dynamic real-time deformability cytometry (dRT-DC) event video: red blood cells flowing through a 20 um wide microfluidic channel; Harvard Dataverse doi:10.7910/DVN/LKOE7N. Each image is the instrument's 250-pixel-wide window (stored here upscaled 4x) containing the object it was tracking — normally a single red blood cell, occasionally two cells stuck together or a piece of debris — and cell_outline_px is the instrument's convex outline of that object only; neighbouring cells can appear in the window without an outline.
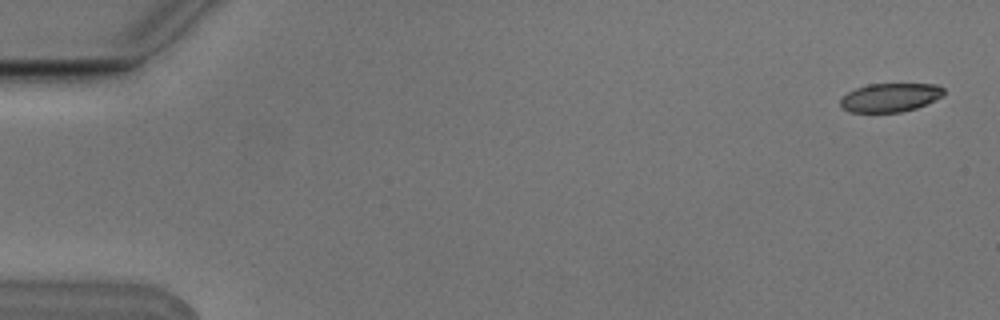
{"species": "Egyptian fruit bat (a non-hibernating species)", "species_latin": "Rousettus aegyptiacus", "temperature_condition": "cold", "stored_images_in_passage": 6, "camera_frame_rate_fps": 3000, "um_per_image_px": 0.085, "animal": {"sex": "male"}, "frame": {"image": 1, "passage_image": 1, "time_ms": 0.0, "image_size_px": [1000, 320], "cell_outline_px": [[944, 96], [916, 108], [900, 112], [848, 112], [840, 104], [840, 100], [848, 92], [856, 88], [868, 84], [936, 84], [944, 88]], "centroid_in_image_um": [75.68, 8.28], "position_along_channel_um": 9.3, "area_um2": 17.22}}
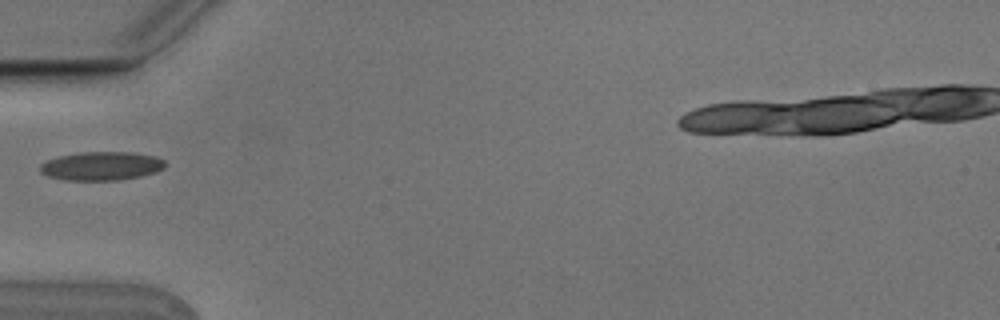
{"frame": {"image": 2, "passage_image": 6, "time_ms": 1.667, "image_size_px": [1000, 320], "cell_outline_px": [[164, 168], [156, 172], [140, 176], [120, 180], [64, 180], [48, 176], [40, 172], [40, 164], [48, 160], [60, 156], [80, 152], [136, 152], [156, 156], [164, 160]], "centroid_in_image_um": [8.64, 14.11], "position_along_channel_um": 76.4, "area_um2": 20.92}}